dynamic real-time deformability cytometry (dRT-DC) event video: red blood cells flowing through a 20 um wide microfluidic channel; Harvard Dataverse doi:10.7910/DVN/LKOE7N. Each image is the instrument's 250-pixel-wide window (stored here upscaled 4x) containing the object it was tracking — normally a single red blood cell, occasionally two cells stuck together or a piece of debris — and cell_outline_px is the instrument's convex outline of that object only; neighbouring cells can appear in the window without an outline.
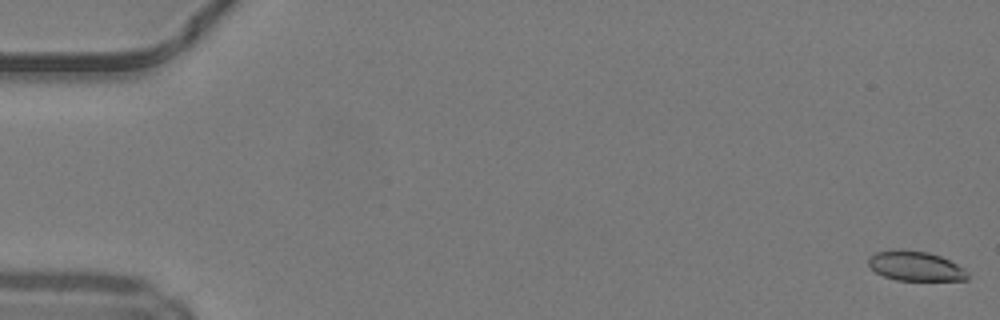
{"species": "common noctule bat (a hibernating species)", "species_latin": "Nyctalus noctula", "temperature_condition": "warm", "stored_images_in_passage": 49, "camera_frame_rate_fps": 3000, "um_per_image_px": 0.085, "animal": {"sex": "male", "body_mass_g": 19.2, "forearm_length_mm": 51.8}, "frame": {"image": 1, "passage_image": 1, "time_ms": 0.0, "image_size_px": [1000, 320], "cell_outline_px": [[968, 280], [896, 280], [884, 276], [876, 272], [868, 264], [868, 260], [876, 252], [928, 252], [940, 256], [964, 268], [968, 272]], "centroid_in_image_um": [77.88, 22.67], "position_along_channel_um": 7.1, "area_um2": 16.36}}
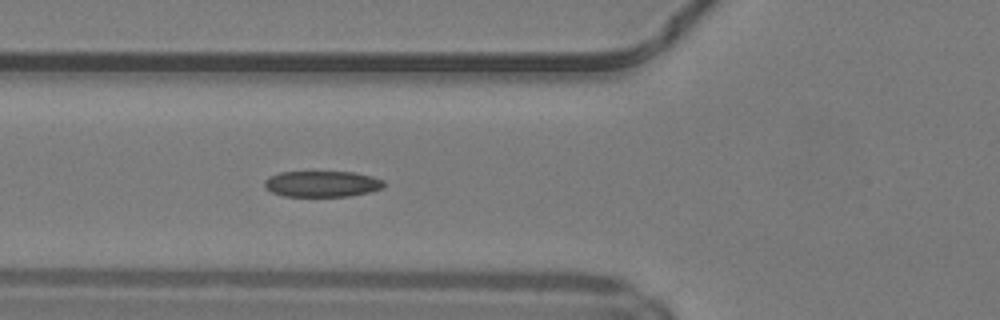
{"frame": {"image": 2, "passage_image": 19, "time_ms": 6.0, "image_size_px": [1000, 320], "cell_outline_px": [[384, 188], [368, 192], [348, 196], [284, 196], [272, 192], [264, 184], [264, 180], [268, 176], [280, 172], [352, 172], [372, 176], [384, 180]], "centroid_in_image_um": [27.38, 15.62], "position_along_channel_um": 98.4, "area_um2": 18.03}}
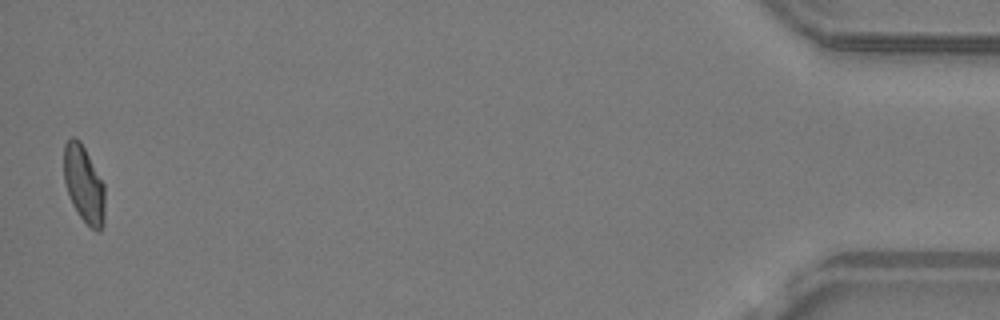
{"frame": {"image": 3, "passage_image": 49, "time_ms": 16.0, "image_size_px": [1000, 320], "cell_outline_px": [[104, 224], [100, 232], [96, 232], [80, 216], [72, 204], [64, 180], [64, 144], [72, 136], [76, 136], [80, 140], [104, 184]], "centroid_in_image_um": [7.13, 15.65], "position_along_channel_um": 428.1, "area_um2": 18.32}, "authors_computed_cell_mechanics": {"area_um2": 18.3804, "velocity_mm_per_s": 4.2237, "shape_relaxation_time_tau1_ms": 7.848, "shape_relaxation_time_tau2_ms": 2.1623, "deformation_change_tau1": 0.1959, "deformation_change_tau2": 0.0741}}